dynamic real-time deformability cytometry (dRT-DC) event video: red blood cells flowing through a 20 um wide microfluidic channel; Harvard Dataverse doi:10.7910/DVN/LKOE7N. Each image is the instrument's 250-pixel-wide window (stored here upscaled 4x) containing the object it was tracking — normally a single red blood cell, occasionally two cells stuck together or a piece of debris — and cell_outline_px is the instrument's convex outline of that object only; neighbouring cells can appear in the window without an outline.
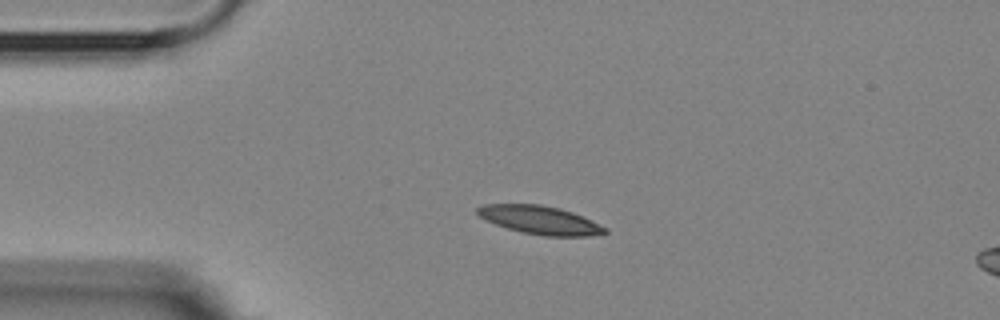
{"species": "Egyptian fruit bat (a non-hibernating species)", "species_latin": "Rousettus aegyptiacus", "temperature_condition": "room temperature", "stored_images_in_passage": 5, "segment_of_instrument_passage": [1, 2], "camera_frame_rate_fps": 3000, "um_per_image_px": 0.085, "animal": {"sex": "female"}, "frame": {"image": 1, "passage_image": 3, "time_ms": 2.333, "image_size_px": [1000, 320], "cell_outline_px": [[608, 232], [588, 236], [544, 236], [520, 232], [484, 220], [476, 212], [476, 208], [484, 204], [540, 204], [560, 208], [572, 212], [608, 228]], "centroid_in_image_um": [45.88, 18.7], "position_along_channel_um": 39.1, "area_um2": 21.04}}